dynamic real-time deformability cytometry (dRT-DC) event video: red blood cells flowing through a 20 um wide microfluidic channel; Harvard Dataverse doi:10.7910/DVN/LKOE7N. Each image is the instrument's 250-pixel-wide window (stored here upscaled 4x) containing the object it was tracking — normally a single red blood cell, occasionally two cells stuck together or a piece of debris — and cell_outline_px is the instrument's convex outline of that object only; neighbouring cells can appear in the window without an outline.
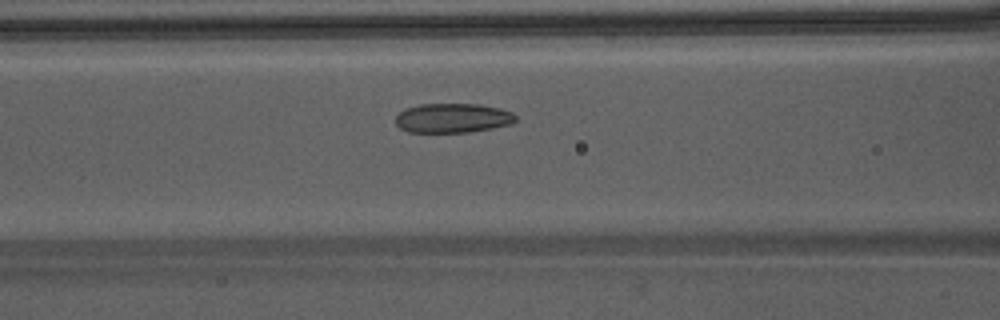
{"species": "Egyptian fruit bat (a non-hibernating species)", "species_latin": "Rousettus aegyptiacus", "temperature_condition": "warm", "stored_images_in_passage": 40, "camera_frame_rate_fps": 3000, "um_per_image_px": 0.085, "animal": {"sex": "male"}, "frame": {"image": 1, "passage_image": 13, "time_ms": 4.0, "image_size_px": [1000, 320], "cell_outline_px": [[516, 120], [512, 124], [492, 128], [468, 132], [408, 132], [400, 128], [396, 124], [396, 116], [404, 108], [420, 104], [480, 104], [500, 108], [512, 112], [516, 116]], "centroid_in_image_um": [38.48, 10.03], "position_along_channel_um": 128.1, "area_um2": 20.69}}
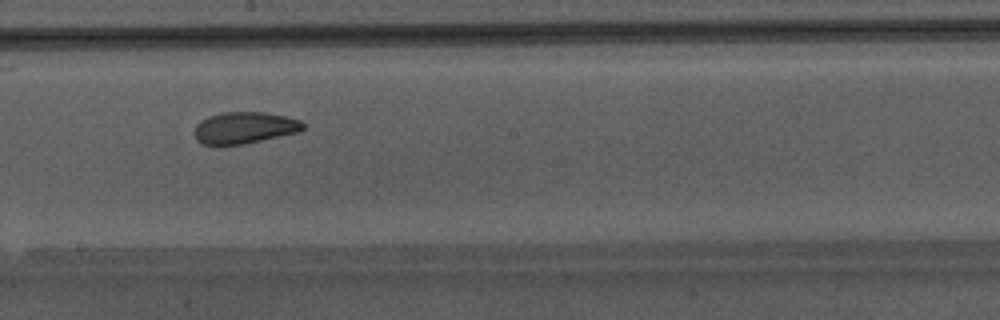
{"frame": {"image": 2, "passage_image": 20, "time_ms": 6.333, "image_size_px": [1000, 320], "cell_outline_px": [[304, 128], [300, 132], [244, 144], [220, 148], [216, 148], [200, 144], [196, 140], [196, 124], [200, 120], [208, 116], [224, 112], [264, 112], [288, 116], [300, 120], [304, 124]], "centroid_in_image_um": [20.74, 10.9], "position_along_channel_um": 227.5, "area_um2": 20.75}}
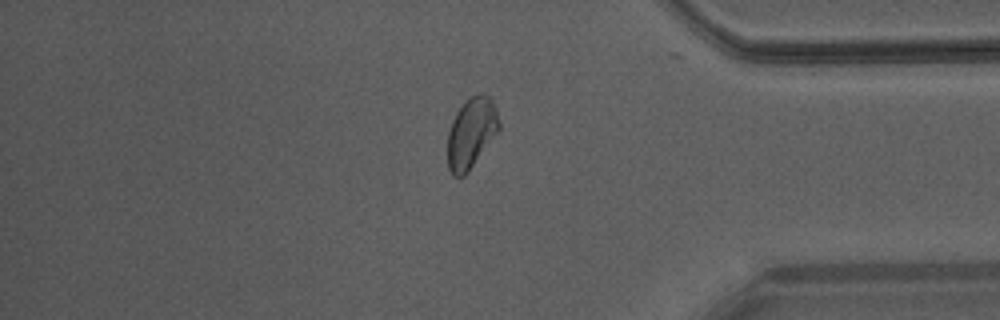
{"frame": {"image": 3, "passage_image": 33, "time_ms": 10.667, "image_size_px": [1000, 320], "cell_outline_px": [[500, 128], [468, 172], [464, 176], [452, 176], [448, 168], [448, 132], [452, 120], [456, 112], [472, 96], [480, 92], [484, 92], [492, 100], [500, 124]], "centroid_in_image_um": [40.05, 11.31], "position_along_channel_um": 395.2, "area_um2": 20.81}, "authors_computed_cell_mechanics": {"area_um2": 20.808, "velocity_mm_per_s": 4.26, "shape_relaxation_time_tau1_ms": 5.7054, "shape_relaxation_time_tau2_ms": 1.4529, "deformation_change_tau1": 0.1408, "deformation_change_tau2": 0.0646}}